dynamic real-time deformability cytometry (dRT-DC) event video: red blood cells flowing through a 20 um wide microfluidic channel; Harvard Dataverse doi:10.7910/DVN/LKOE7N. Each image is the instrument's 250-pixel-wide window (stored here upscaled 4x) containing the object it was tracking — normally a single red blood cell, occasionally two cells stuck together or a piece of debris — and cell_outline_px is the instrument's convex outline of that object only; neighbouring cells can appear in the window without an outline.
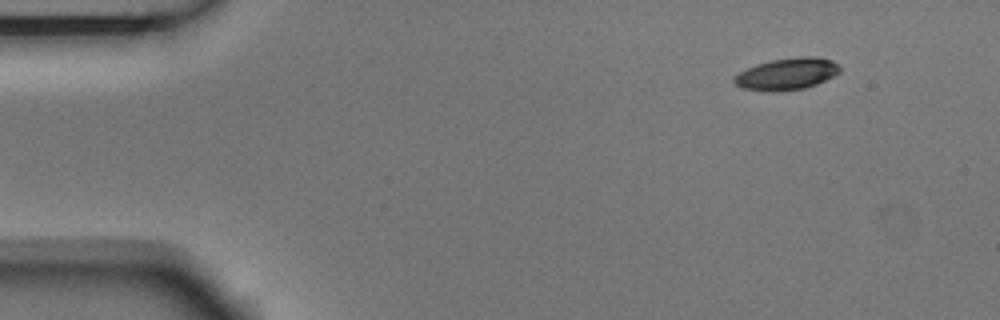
{"species": "Egyptian fruit bat (a non-hibernating species)", "species_latin": "Rousettus aegyptiacus", "temperature_condition": "room temperature", "stored_images_in_passage": 4, "camera_frame_rate_fps": 3000, "um_per_image_px": 0.085, "animal": {"sex": "male"}, "frame": {"image": 1, "passage_image": 1, "time_ms": 0.0, "image_size_px": [1000, 320], "cell_outline_px": [[840, 72], [816, 84], [804, 88], [776, 92], [772, 92], [744, 88], [736, 84], [732, 80], [732, 76], [756, 64], [772, 60], [800, 56], [816, 56], [832, 60], [840, 64]], "centroid_in_image_um": [66.89, 6.27], "position_along_channel_um": 18.1, "area_um2": 19.59}}
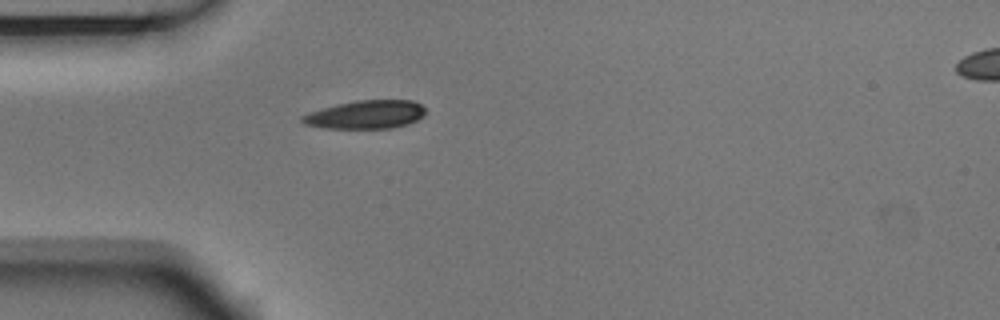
{"frame": {"image": 2, "passage_image": 4, "time_ms": 1.0, "image_size_px": [1000, 320], "cell_outline_px": [[424, 116], [408, 124], [392, 128], [324, 128], [304, 124], [300, 120], [300, 116], [308, 112], [336, 104], [356, 100], [412, 100], [420, 104], [424, 108]], "centroid_in_image_um": [31.06, 9.74], "position_along_channel_um": 53.9, "area_um2": 20.46}}